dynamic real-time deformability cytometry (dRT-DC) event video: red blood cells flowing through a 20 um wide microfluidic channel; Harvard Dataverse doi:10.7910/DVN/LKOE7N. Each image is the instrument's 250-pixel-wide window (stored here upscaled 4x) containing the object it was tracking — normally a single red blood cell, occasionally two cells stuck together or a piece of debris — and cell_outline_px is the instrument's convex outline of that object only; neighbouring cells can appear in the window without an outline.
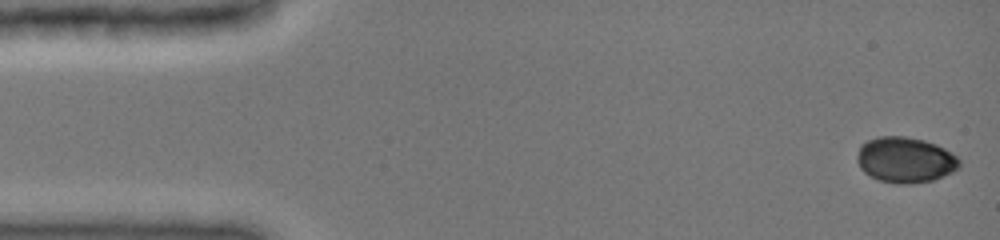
{"species": "common noctule bat (a hibernating species)", "species_latin": "Nyctalus noctula", "temperature_condition": "cold", "stored_images_in_passage": 45, "camera_frame_rate_fps": 3000, "um_per_image_px": 0.085, "animal": {"sex": "female", "body_mass_g": 19.0, "forearm_length_mm": 51.5}, "frame": {"image": 1, "passage_image": 1, "time_ms": 0.0, "image_size_px": [1000, 240], "cell_outline_px": [[960, 168], [952, 172], [932, 180], [904, 184], [900, 184], [880, 180], [864, 172], [860, 168], [856, 160], [860, 144], [868, 140], [880, 136], [904, 136], [924, 140], [936, 144], [952, 152], [960, 160]], "centroid_in_image_um": [76.95, 13.57], "position_along_channel_um": 8.1, "area_um2": 27.17}}
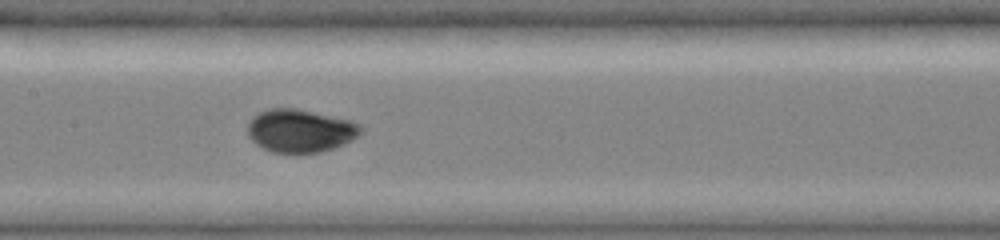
{"frame": {"image": 2, "passage_image": 23, "time_ms": 7.333, "image_size_px": [1000, 240], "cell_outline_px": [[364, 128], [352, 140], [344, 144], [320, 152], [272, 152], [256, 144], [248, 136], [248, 124], [252, 116], [268, 108], [296, 108], [352, 120], [360, 124]], "centroid_in_image_um": [25.52, 11.09], "position_along_channel_um": 181.9, "area_um2": 28.32}}
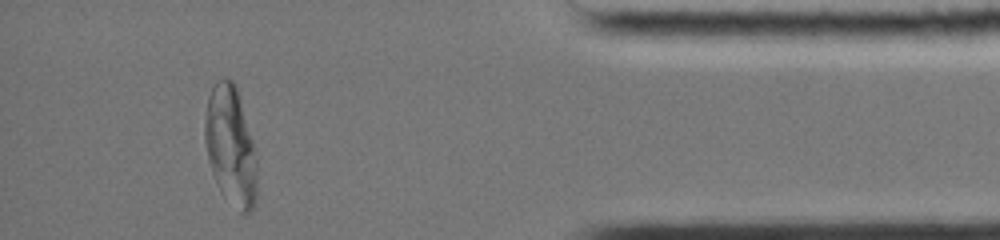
{"frame": {"image": 3, "passage_image": 43, "time_ms": 14.0, "image_size_px": [1000, 240], "cell_outline_px": [[256, 204], [244, 216], [220, 192], [216, 184], [208, 160], [204, 140], [204, 120], [208, 96], [216, 80], [224, 76], [228, 76], [236, 84], [256, 152]], "centroid_in_image_um": [19.59, 12.38], "position_along_channel_um": 415.6, "area_um2": 36.7}, "authors_computed_cell_mechanics": {"area_um2": 28.4376, "velocity_mm_per_s": 3.9855, "shape_relaxation_time_tau1_ms": 2.9158, "shape_relaxation_time_tau2_ms": null, "deformation_change_tau1": 0.1433, "deformation_change_tau2": null}}